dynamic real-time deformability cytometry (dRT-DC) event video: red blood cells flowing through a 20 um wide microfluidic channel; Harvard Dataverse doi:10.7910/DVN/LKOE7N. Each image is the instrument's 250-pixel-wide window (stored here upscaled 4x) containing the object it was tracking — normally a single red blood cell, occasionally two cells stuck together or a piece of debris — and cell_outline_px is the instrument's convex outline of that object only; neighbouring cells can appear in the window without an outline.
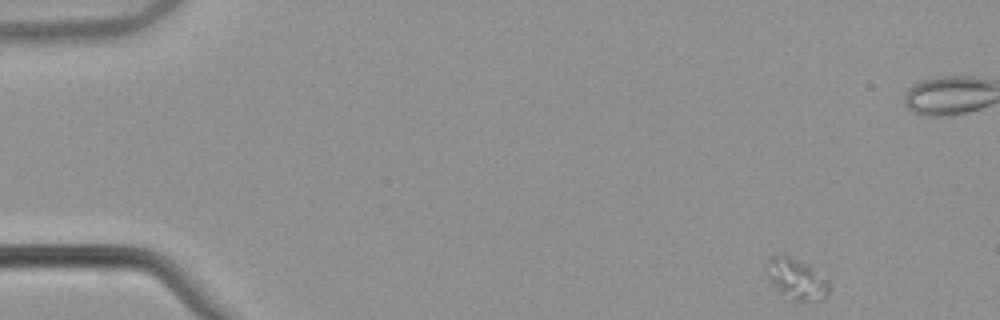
{"species": "common noctule bat (a hibernating species)", "species_latin": "Nyctalus noctula", "temperature_condition": "warm", "stored_images_in_passage": 53, "camera_frame_rate_fps": 3000, "um_per_image_px": 0.085, "animal": {"sex": "male", "body_mass_g": 21.5, "forearm_length_mm": 52.0}, "frame": {"image": 1, "passage_image": 1, "time_ms": 0.0, "image_size_px": [1000, 320], "cell_outline_px": [[828, 292], [820, 300], [796, 300], [780, 292], [768, 280], [764, 272], [764, 264], [776, 252], [784, 252], [808, 264], [828, 280]], "centroid_in_image_um": [67.6, 23.61], "position_along_channel_um": 17.4, "area_um2": 15.14}}
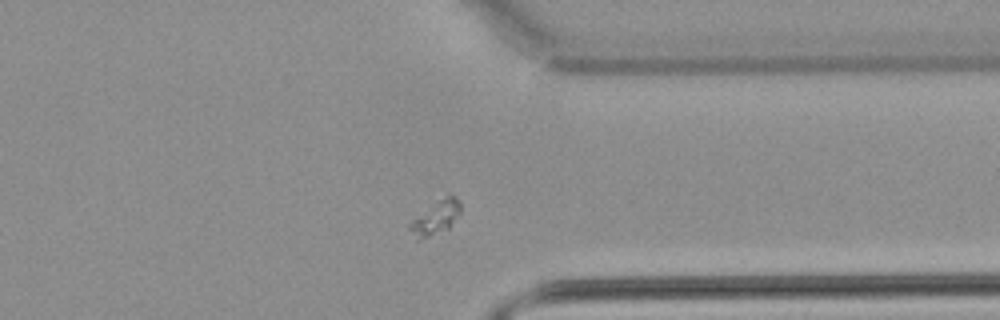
{"frame": {"image": 2, "passage_image": 40, "time_ms": 13.0, "image_size_px": [1000, 320], "cell_outline_px": [[460, 216], [448, 228], [420, 240], [416, 240], [408, 228], [408, 224], [412, 220], [448, 192], [456, 196], [460, 200]], "centroid_in_image_um": [37.07, 18.47], "position_along_channel_um": 374.3, "area_um2": 10.12}}
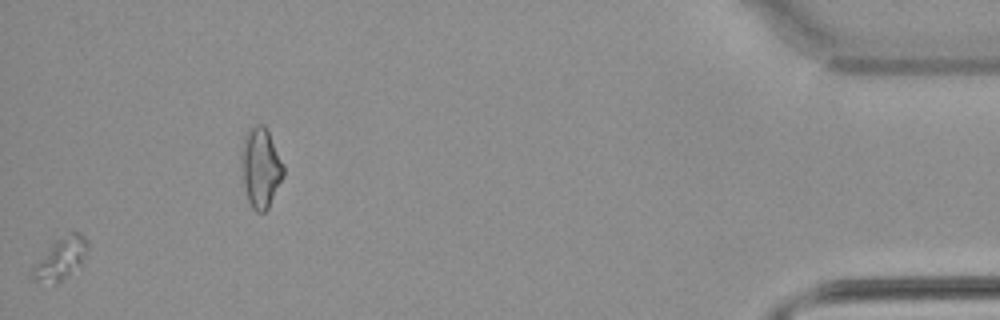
{"frame": {"image": 3, "passage_image": 52, "time_ms": 17.0, "image_size_px": [1000, 320], "cell_outline_px": [[88, 248], [80, 264], [56, 284], [36, 280], [32, 276], [32, 268], [48, 248], [56, 240], [72, 232], [80, 232], [88, 240]], "centroid_in_image_um": [5.18, 21.95], "position_along_channel_um": 430.0, "area_um2": 12.83}}